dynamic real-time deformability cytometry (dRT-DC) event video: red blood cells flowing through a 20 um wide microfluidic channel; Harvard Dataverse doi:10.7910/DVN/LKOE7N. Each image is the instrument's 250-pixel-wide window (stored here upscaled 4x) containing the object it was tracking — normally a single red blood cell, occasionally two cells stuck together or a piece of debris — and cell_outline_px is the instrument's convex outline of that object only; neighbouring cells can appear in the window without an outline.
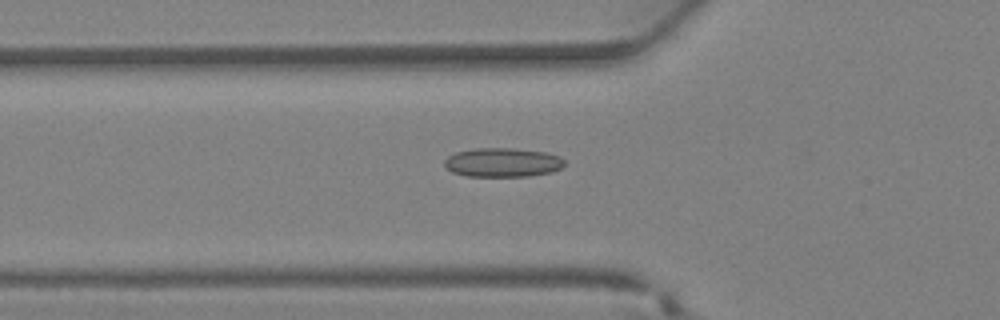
{"species": "Egyptian fruit bat (a non-hibernating species)", "species_latin": "Rousettus aegyptiacus", "temperature_condition": "warm", "stored_images_in_passage": 35, "camera_frame_rate_fps": 3000, "um_per_image_px": 0.085, "animal": {"sex": "female"}, "frame": {"image": 1, "passage_image": 14, "time_ms": 4.333, "image_size_px": [1000, 320], "cell_outline_px": [[564, 164], [560, 168], [552, 172], [528, 176], [464, 176], [452, 172], [444, 164], [444, 160], [448, 156], [456, 152], [476, 148], [512, 148], [544, 152], [560, 156], [564, 160]], "centroid_in_image_um": [42.71, 13.81], "position_along_channel_um": 83.1, "area_um2": 20.29}}
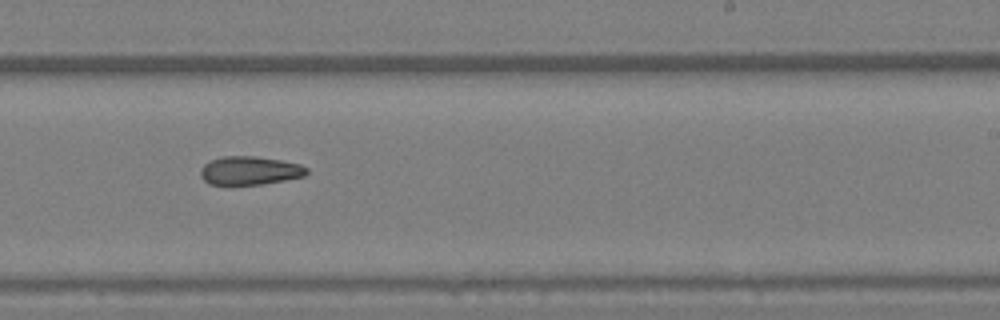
{"frame": {"image": 2, "passage_image": 24, "time_ms": 7.667, "image_size_px": [1000, 320], "cell_outline_px": [[308, 172], [304, 176], [284, 180], [260, 184], [208, 184], [200, 176], [200, 168], [204, 164], [212, 160], [224, 156], [256, 156], [280, 160], [300, 164], [308, 168]], "centroid_in_image_um": [21.22, 14.49], "position_along_channel_um": 267.8, "area_um2": 17.51}}
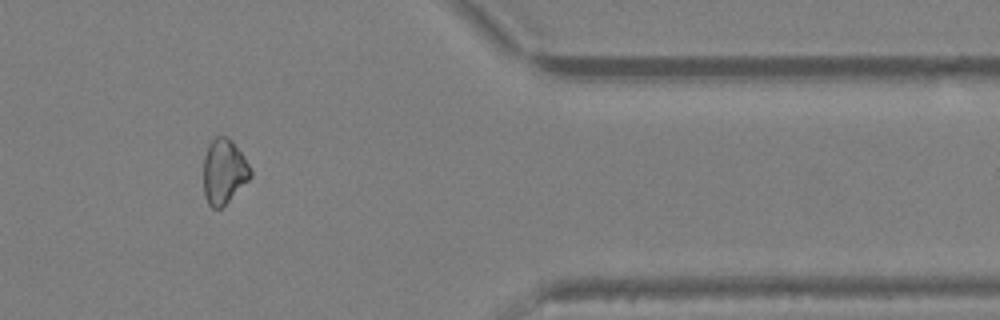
{"frame": {"image": 3, "passage_image": 32, "time_ms": 10.333, "image_size_px": [1000, 320], "cell_outline_px": [[252, 176], [220, 208], [212, 208], [208, 204], [204, 196], [204, 156], [208, 144], [216, 136], [228, 136], [232, 140], [244, 156], [252, 172]], "centroid_in_image_um": [19.02, 14.54], "position_along_channel_um": 392.4, "area_um2": 17.63}}